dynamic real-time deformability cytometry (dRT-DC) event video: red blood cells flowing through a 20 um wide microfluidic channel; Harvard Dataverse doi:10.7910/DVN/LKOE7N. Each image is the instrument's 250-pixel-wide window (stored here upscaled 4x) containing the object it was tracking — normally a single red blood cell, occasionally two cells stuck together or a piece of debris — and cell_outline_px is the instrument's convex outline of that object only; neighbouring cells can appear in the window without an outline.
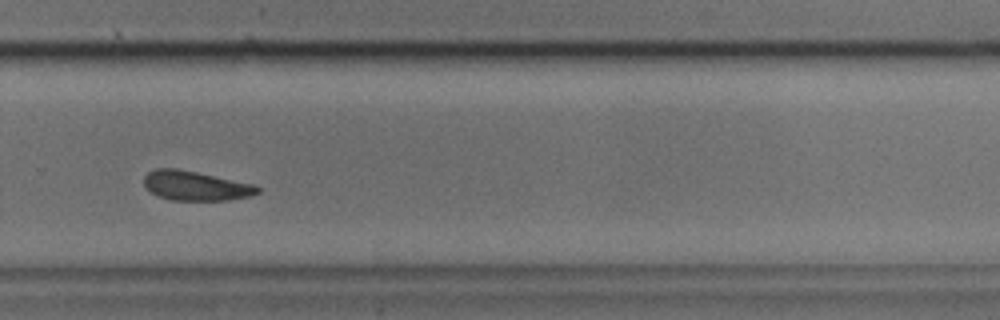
{"species": "common noctule bat (a hibernating species)", "species_latin": "Nyctalus noctula", "temperature_condition": "cold", "stored_images_in_passage": 35, "camera_frame_rate_fps": 3000, "um_per_image_px": 0.085, "animal": {"sex": "male", "body_mass_g": 17.9, "forearm_length_mm": 54.2}, "frame": {"image": 1, "passage_image": 25, "time_ms": 8.0, "image_size_px": [1000, 320], "cell_outline_px": [[260, 192], [248, 196], [228, 200], [172, 200], [156, 196], [144, 184], [144, 176], [148, 172], [156, 168], [176, 168], [196, 172], [252, 184], [260, 188]], "centroid_in_image_um": [16.59, 15.79], "position_along_channel_um": 313.2, "area_um2": 19.25}}